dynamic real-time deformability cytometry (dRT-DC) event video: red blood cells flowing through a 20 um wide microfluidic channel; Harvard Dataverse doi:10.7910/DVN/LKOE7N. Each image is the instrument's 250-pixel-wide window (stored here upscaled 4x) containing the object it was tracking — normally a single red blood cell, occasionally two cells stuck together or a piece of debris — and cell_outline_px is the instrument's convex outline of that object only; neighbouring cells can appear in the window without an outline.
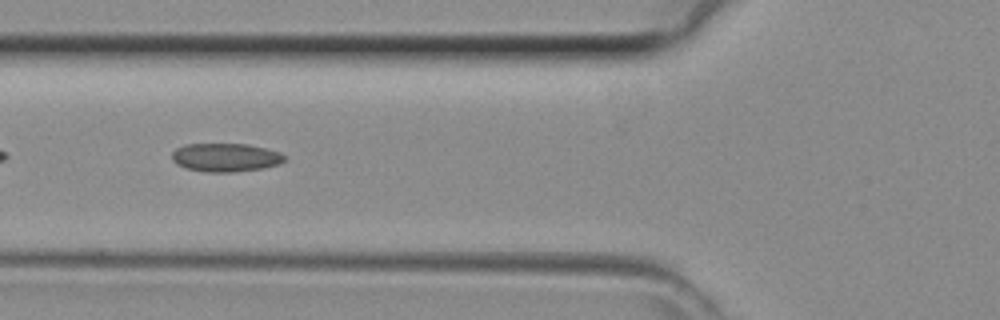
{"species": "common noctule bat (a hibernating species)", "species_latin": "Nyctalus noctula", "temperature_condition": "room temperature", "stored_images_in_passage": 12, "camera_frame_rate_fps": 3000, "um_per_image_px": 0.085, "animal": {"sex": "female", "body_mass_g": 29.2, "forearm_length_mm": 56.3}, "frame": {"image": 1, "passage_image": 4, "time_ms": 1.0, "image_size_px": [1000, 320], "cell_outline_px": [[284, 160], [280, 164], [264, 168], [236, 172], [204, 172], [184, 168], [176, 164], [172, 160], [172, 152], [176, 148], [188, 144], [248, 144], [280, 152], [284, 156]], "centroid_in_image_um": [19.15, 13.39], "position_along_channel_um": 106.6, "area_um2": 18.79}}
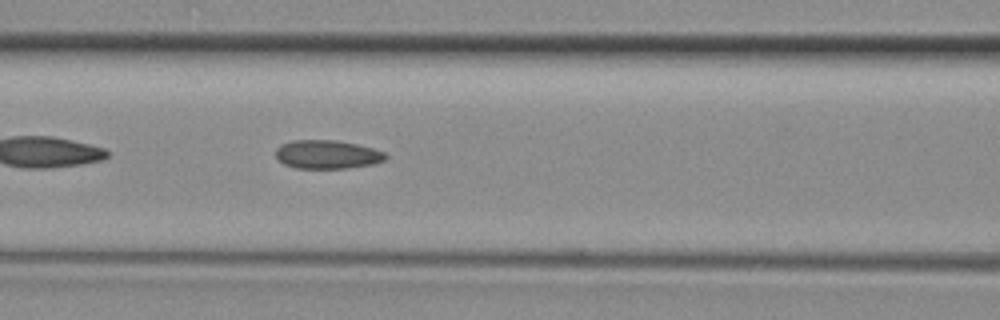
{"frame": {"image": 2, "passage_image": 6, "time_ms": 1.667, "image_size_px": [1000, 320], "cell_outline_px": [[388, 156], [384, 160], [372, 164], [348, 168], [296, 168], [284, 164], [276, 156], [276, 148], [280, 144], [292, 140], [336, 140], [356, 144], [372, 148], [384, 152]], "centroid_in_image_um": [27.8, 13.12], "position_along_channel_um": 138.8, "area_um2": 18.26}}
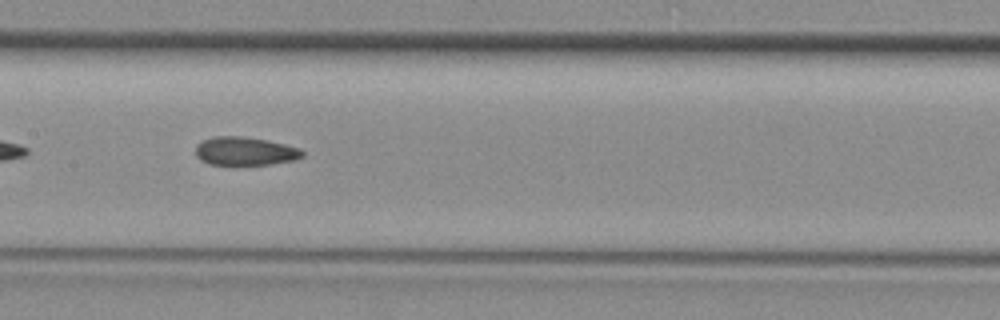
{"frame": {"image": 3, "passage_image": 9, "time_ms": 2.667, "image_size_px": [1000, 320], "cell_outline_px": [[304, 156], [292, 160], [268, 164], [208, 164], [200, 160], [196, 156], [196, 144], [204, 140], [216, 136], [240, 136], [268, 140], [300, 148], [304, 152]], "centroid_in_image_um": [20.81, 12.84], "position_along_channel_um": 186.6, "area_um2": 17.51}}